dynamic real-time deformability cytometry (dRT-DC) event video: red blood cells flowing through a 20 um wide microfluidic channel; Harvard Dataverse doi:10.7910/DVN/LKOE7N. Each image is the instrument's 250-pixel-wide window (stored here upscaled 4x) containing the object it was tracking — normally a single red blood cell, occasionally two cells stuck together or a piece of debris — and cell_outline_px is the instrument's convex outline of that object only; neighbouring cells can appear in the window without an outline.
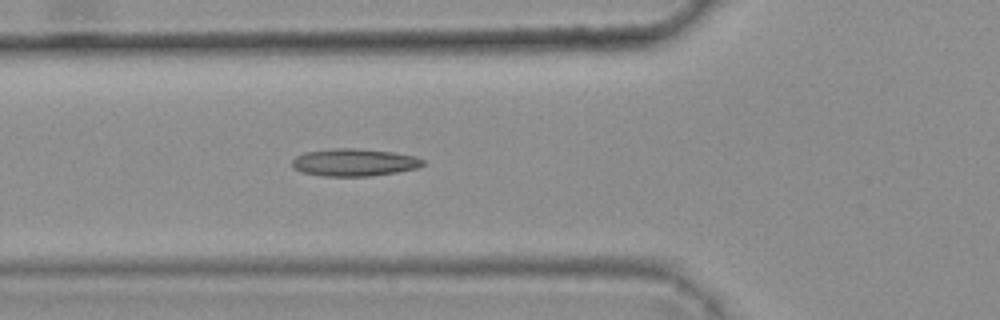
{"species": "common noctule bat (a hibernating species)", "species_latin": "Nyctalus noctula", "temperature_condition": "warm", "stored_images_in_passage": 4, "camera_frame_rate_fps": 3000, "um_per_image_px": 0.085, "animal": {"sex": "female", "body_mass_g": 25.1}, "frame": {"image": 1, "passage_image": 4, "time_ms": 1.0, "image_size_px": [1000, 320], "cell_outline_px": [[424, 164], [416, 168], [396, 172], [372, 176], [324, 176], [300, 172], [292, 168], [292, 160], [296, 156], [304, 152], [336, 148], [356, 148], [392, 152], [416, 156], [424, 160]], "centroid_in_image_um": [30.07, 13.8], "position_along_channel_um": 95.7, "area_um2": 20.98}}